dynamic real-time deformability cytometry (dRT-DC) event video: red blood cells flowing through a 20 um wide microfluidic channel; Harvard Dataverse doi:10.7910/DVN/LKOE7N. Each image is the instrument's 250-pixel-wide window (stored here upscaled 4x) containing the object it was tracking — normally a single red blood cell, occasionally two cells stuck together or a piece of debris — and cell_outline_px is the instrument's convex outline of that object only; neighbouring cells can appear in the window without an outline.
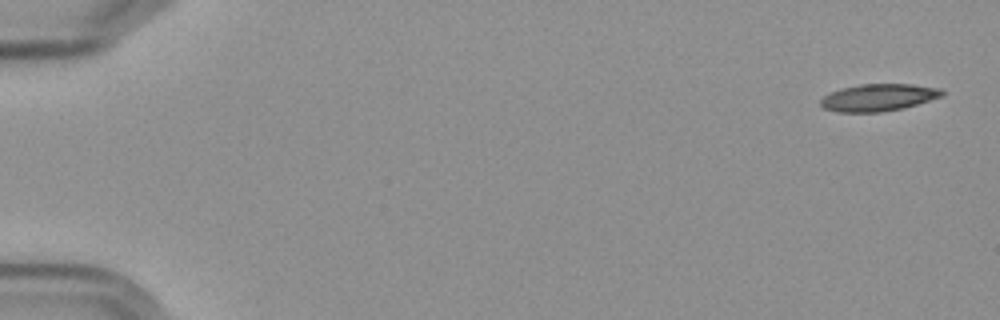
{"species": "Egyptian fruit bat (a non-hibernating species)", "species_latin": "Rousettus aegyptiacus", "temperature_condition": "cold", "stored_images_in_passage": 9, "camera_frame_rate_fps": 3000, "um_per_image_px": 0.085, "frame": {"image": 1, "passage_image": 1, "time_ms": 0.0, "image_size_px": [1000, 320], "cell_outline_px": [[944, 96], [904, 108], [880, 112], [836, 112], [824, 108], [820, 104], [820, 100], [828, 92], [840, 88], [860, 84], [912, 84], [940, 88], [944, 92]], "centroid_in_image_um": [74.65, 8.28], "position_along_channel_um": 10.3, "area_um2": 19.42}}
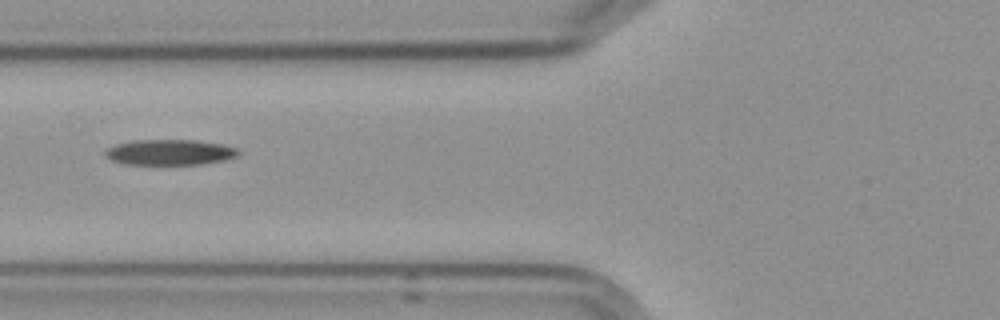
{"frame": {"image": 2, "passage_image": 7, "time_ms": 7.0, "image_size_px": [1000, 320], "cell_outline_px": [[240, 152], [236, 156], [224, 160], [200, 164], [124, 164], [112, 160], [104, 156], [104, 152], [108, 148], [116, 144], [132, 140], [196, 140], [224, 144], [236, 148]], "centroid_in_image_um": [14.41, 12.93], "position_along_channel_um": 111.4, "area_um2": 19.83}}
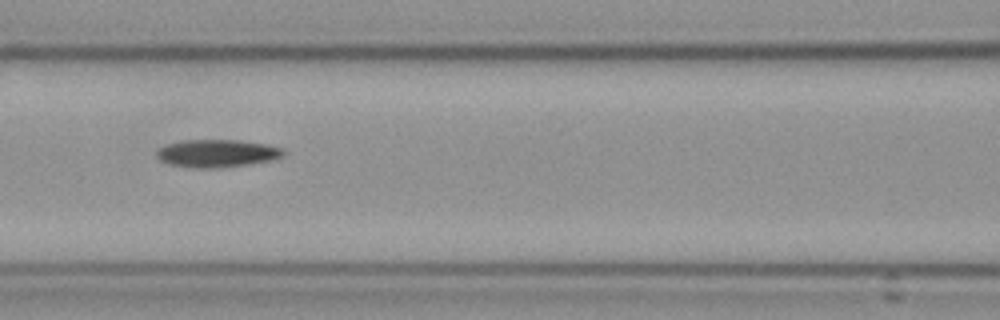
{"frame": {"image": 3, "passage_image": 8, "time_ms": 8.0, "image_size_px": [1000, 320], "cell_outline_px": [[288, 152], [284, 156], [276, 160], [252, 164], [216, 168], [200, 168], [172, 164], [160, 160], [156, 156], [156, 152], [160, 148], [168, 144], [180, 140], [240, 140], [268, 144], [284, 148]], "centroid_in_image_um": [18.57, 13.03], "position_along_channel_um": 148.0, "area_um2": 20.75}}